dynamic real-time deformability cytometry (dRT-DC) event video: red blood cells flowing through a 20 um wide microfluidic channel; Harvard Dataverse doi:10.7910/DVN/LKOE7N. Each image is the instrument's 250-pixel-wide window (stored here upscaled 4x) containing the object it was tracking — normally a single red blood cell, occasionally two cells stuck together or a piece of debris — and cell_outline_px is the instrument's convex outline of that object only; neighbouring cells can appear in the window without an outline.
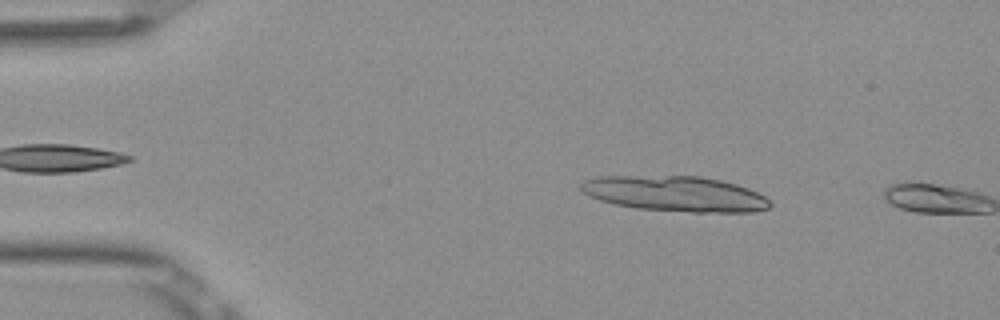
{"species": "Egyptian fruit bat (a non-hibernating species)", "species_latin": "Rousettus aegyptiacus", "temperature_condition": "room temperature", "stored_images_in_passage": 8, "camera_frame_rate_fps": 3000, "um_per_image_px": 0.085, "frame": {"image": 1, "passage_image": 7, "time_ms": 2.0, "image_size_px": [1000, 320], "cell_outline_px": [[772, 204], [768, 208], [752, 212], [692, 212], [636, 208], [616, 204], [600, 200], [584, 192], [580, 188], [580, 184], [584, 180], [596, 176], [700, 176], [720, 180], [736, 184], [748, 188], [764, 196]], "centroid_in_image_um": [57.39, 16.46], "position_along_channel_um": 27.6, "area_um2": 38.78}}